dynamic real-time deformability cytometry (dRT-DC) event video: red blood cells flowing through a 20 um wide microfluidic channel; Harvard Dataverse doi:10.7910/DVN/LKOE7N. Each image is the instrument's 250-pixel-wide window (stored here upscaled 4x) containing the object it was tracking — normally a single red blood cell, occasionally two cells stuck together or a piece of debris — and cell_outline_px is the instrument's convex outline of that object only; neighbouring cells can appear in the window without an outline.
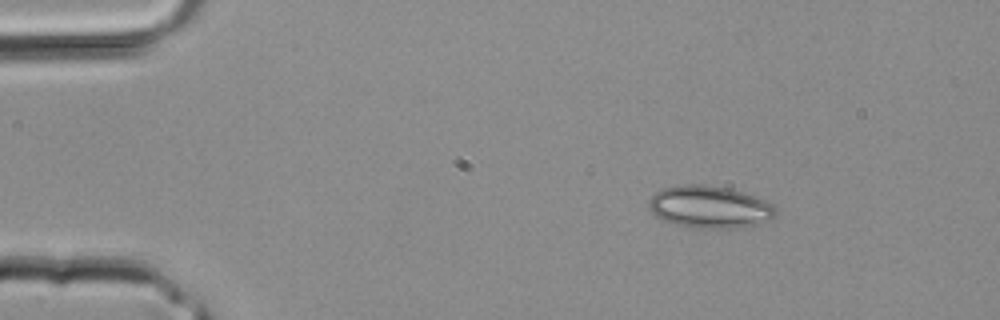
{"species": "common noctule bat (a hibernating species)", "species_latin": "Nyctalus noctula", "temperature_condition": "room temperature", "stored_images_in_passage": 3, "camera_frame_rate_fps": 3000, "um_per_image_px": 0.085, "animal": {"sex": "male", "body_mass_g": 20.4}, "frame": {"image": 1, "passage_image": 1, "time_ms": 0.0, "image_size_px": [1000, 320], "cell_outline_px": [[776, 212], [772, 220], [740, 228], [692, 228], [676, 224], [664, 220], [656, 216], [652, 212], [648, 204], [648, 200], [656, 192], [664, 188], [676, 184], [700, 184], [728, 188], [744, 192], [764, 200], [772, 204], [776, 208]], "centroid_in_image_um": [60.32, 17.59], "position_along_channel_um": 24.7, "area_um2": 31.39}}